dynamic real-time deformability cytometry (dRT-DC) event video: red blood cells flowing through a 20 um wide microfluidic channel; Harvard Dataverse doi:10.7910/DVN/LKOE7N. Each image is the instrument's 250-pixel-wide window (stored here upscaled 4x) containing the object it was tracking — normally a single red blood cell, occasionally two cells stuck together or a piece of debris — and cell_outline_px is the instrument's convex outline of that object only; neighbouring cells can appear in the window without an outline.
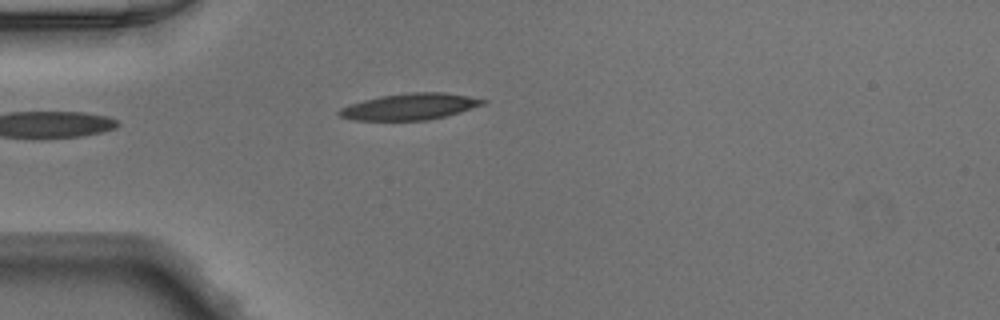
{"species": "Egyptian fruit bat (a non-hibernating species)", "species_latin": "Rousettus aegyptiacus", "temperature_condition": "warm", "stored_images_in_passage": 34, "camera_frame_rate_fps": 3000, "um_per_image_px": 0.085, "animal": {"sex": "male"}, "frame": {"image": 1, "passage_image": 1, "time_ms": 0.0, "image_size_px": [1000, 320], "cell_outline_px": [[488, 100], [484, 104], [460, 112], [428, 120], [352, 120], [340, 116], [336, 112], [340, 108], [364, 100], [380, 96], [412, 92], [444, 92], [468, 96]], "centroid_in_image_um": [34.84, 9.06], "position_along_channel_um": 50.2, "area_um2": 21.91}}
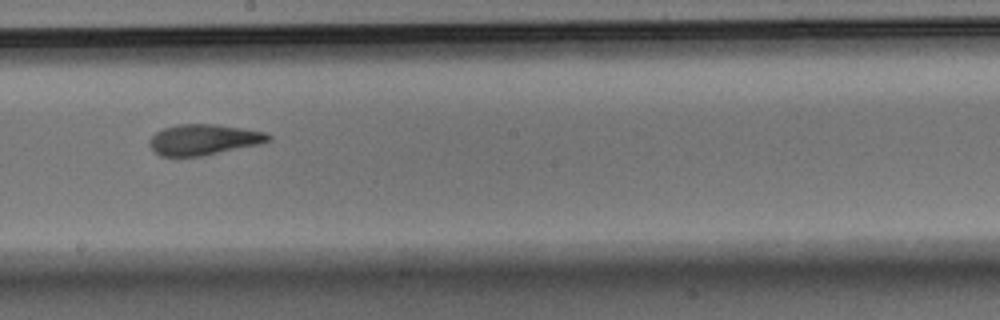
{"frame": {"image": 2, "passage_image": 15, "time_ms": 4.667, "image_size_px": [1000, 320], "cell_outline_px": [[272, 140], [260, 144], [200, 156], [160, 156], [148, 144], [148, 140], [156, 132], [164, 128], [180, 124], [216, 124], [264, 132], [272, 136]], "centroid_in_image_um": [17.31, 11.86], "position_along_channel_um": 230.9, "area_um2": 21.1}}
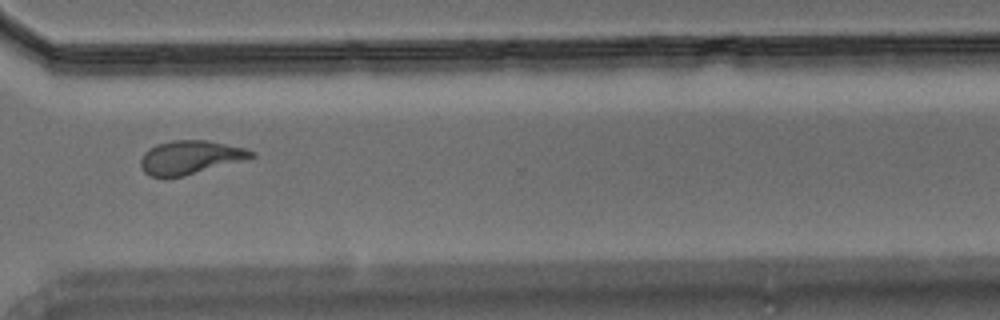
{"frame": {"image": 3, "passage_image": 24, "time_ms": 7.667, "image_size_px": [1000, 320], "cell_outline_px": [[256, 156], [184, 176], [164, 180], [148, 176], [140, 168], [140, 160], [144, 152], [148, 148], [156, 144], [172, 140], [208, 140], [244, 148], [256, 152]], "centroid_in_image_um": [16.07, 13.4], "position_along_channel_um": 354.5, "area_um2": 22.02}}